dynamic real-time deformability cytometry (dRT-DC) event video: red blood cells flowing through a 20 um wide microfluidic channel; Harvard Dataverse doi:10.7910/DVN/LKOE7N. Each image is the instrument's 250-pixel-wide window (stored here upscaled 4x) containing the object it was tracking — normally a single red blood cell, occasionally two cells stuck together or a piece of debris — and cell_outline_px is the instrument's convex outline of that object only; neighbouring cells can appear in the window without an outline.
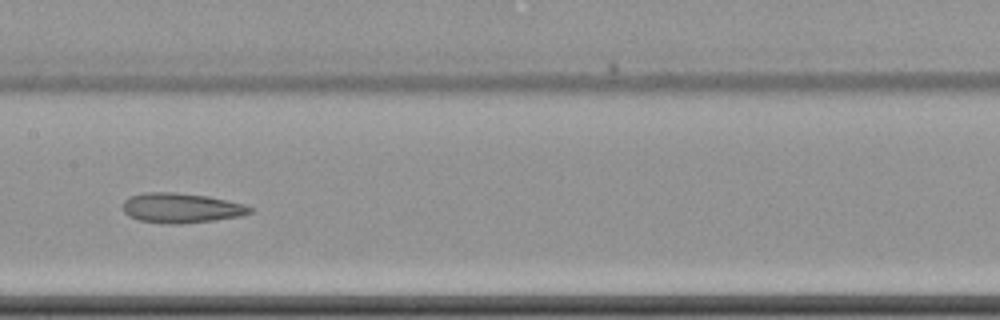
{"species": "common noctule bat (a hibernating species)", "species_latin": "Nyctalus noctula", "temperature_condition": "cold", "stored_images_in_passage": 10, "camera_frame_rate_fps": 3000, "um_per_image_px": 0.085, "animal": {"sex": "female", "body_mass_g": 22.7, "forearm_length_mm": 54.2}, "frame": {"image": 1, "passage_image": 9, "time_ms": 10.333, "image_size_px": [1000, 320], "cell_outline_px": [[256, 208], [252, 212], [240, 216], [212, 220], [180, 224], [168, 224], [140, 220], [128, 216], [124, 212], [124, 200], [128, 196], [144, 192], [176, 192], [208, 196], [244, 204]], "centroid_in_image_um": [15.4, 17.67], "position_along_channel_um": 192.0, "area_um2": 22.2}}
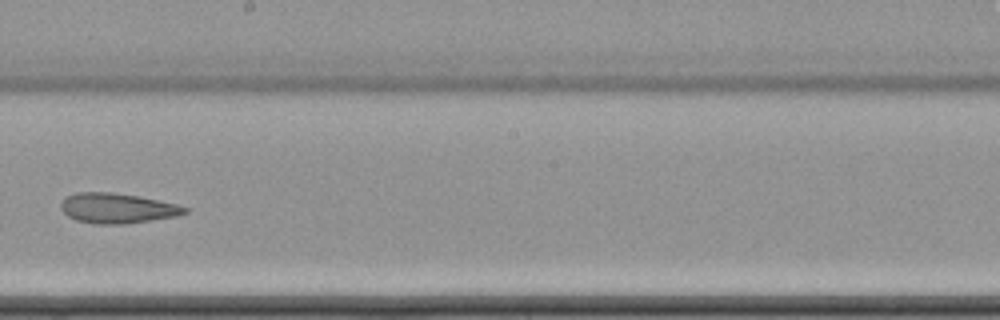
{"frame": {"image": 2, "passage_image": 10, "time_ms": 11.667, "image_size_px": [1000, 320], "cell_outline_px": [[188, 212], [176, 216], [124, 224], [96, 224], [76, 220], [68, 216], [60, 208], [60, 204], [64, 196], [76, 192], [112, 192], [136, 196], [176, 204], [188, 208]], "centroid_in_image_um": [9.91, 17.69], "position_along_channel_um": 238.3, "area_um2": 21.62}}